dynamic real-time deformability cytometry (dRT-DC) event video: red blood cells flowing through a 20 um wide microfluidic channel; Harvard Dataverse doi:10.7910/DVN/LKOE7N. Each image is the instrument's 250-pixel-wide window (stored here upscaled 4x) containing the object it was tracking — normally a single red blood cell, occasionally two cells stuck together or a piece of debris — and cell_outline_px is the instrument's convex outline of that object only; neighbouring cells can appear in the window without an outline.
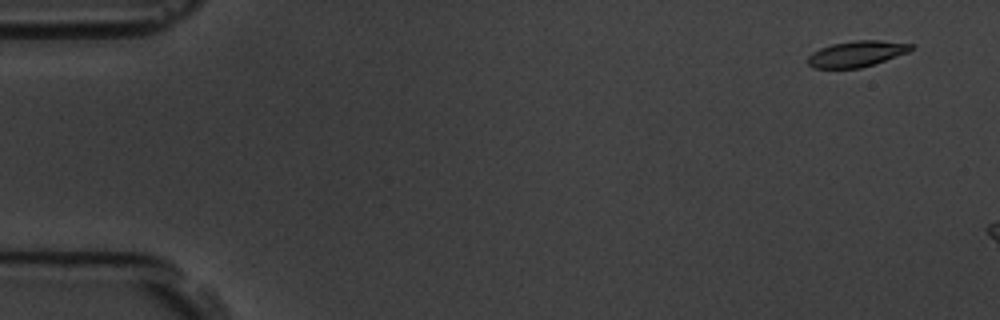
{"species": "common noctule bat (a hibernating species)", "species_latin": "Nyctalus noctula", "temperature_condition": "room temperature", "stored_images_in_passage": 10, "camera_frame_rate_fps": 3000, "um_per_image_px": 0.085, "animal": {"sex": "male", "body_mass_g": 19.5, "forearm_length_mm": 54.6}, "frame": {"image": 1, "passage_image": 4, "time_ms": 1.0, "image_size_px": [1000, 320], "cell_outline_px": [[912, 48], [908, 52], [860, 68], [812, 68], [808, 64], [808, 56], [812, 52], [820, 48], [832, 44], [856, 40], [880, 40], [912, 44]], "centroid_in_image_um": [72.77, 4.57], "position_along_channel_um": 12.2, "area_um2": 15.37}}